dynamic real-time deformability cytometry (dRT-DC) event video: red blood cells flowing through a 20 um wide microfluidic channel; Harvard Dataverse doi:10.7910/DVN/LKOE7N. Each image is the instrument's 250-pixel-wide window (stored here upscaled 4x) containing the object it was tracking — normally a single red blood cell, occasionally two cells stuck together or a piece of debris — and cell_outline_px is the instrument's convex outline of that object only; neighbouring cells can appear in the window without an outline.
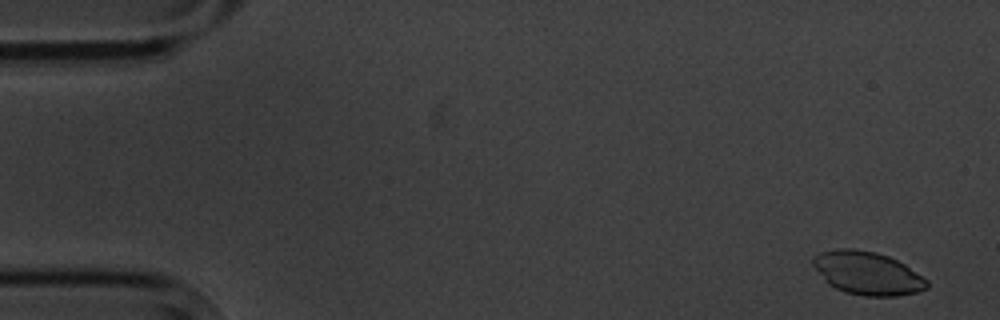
{"species": "common noctule bat (a hibernating species)", "species_latin": "Nyctalus noctula", "temperature_condition": "cold", "stored_images_in_passage": 5, "camera_frame_rate_fps": 3000, "um_per_image_px": 0.085, "animal": {"sex": "male", "body_mass_g": 20.1, "forearm_length_mm": 53.5}, "frame": {"image": 1, "passage_image": 1, "time_ms": 0.0, "image_size_px": [1000, 320], "cell_outline_px": [[928, 288], [920, 292], [896, 296], [864, 296], [844, 292], [828, 284], [824, 280], [812, 264], [812, 256], [820, 252], [836, 248], [856, 248], [876, 252], [888, 256], [904, 264], [928, 280]], "centroid_in_image_um": [73.72, 23.21], "position_along_channel_um": 11.3, "area_um2": 28.9}}